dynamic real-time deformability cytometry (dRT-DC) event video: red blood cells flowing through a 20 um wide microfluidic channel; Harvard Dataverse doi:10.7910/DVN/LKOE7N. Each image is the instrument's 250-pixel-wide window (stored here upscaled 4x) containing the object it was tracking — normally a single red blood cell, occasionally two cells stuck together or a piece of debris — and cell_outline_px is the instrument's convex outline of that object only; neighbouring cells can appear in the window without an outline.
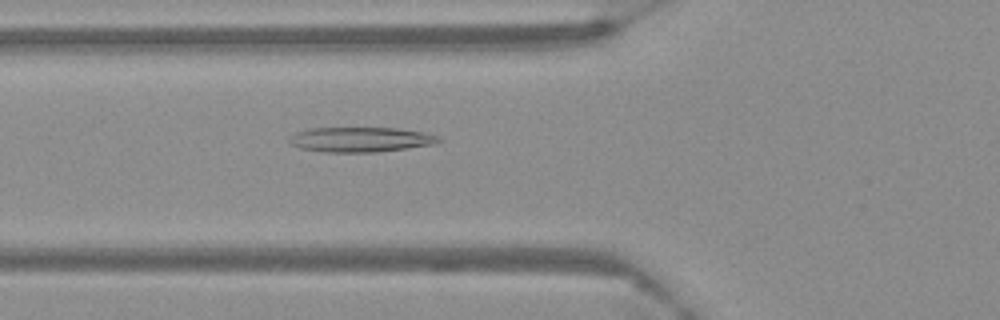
{"species": "Egyptian fruit bat (a non-hibernating species)", "species_latin": "Rousettus aegyptiacus", "temperature_condition": "warm", "stored_images_in_passage": 57, "camera_frame_rate_fps": 3000, "um_per_image_px": 0.085, "frame": {"image": 1, "passage_image": 19, "time_ms": 6.0, "image_size_px": [1000, 320], "cell_outline_px": [[444, 140], [436, 144], [376, 152], [324, 152], [300, 148], [292, 144], [288, 140], [296, 132], [308, 128], [400, 128], [424, 132], [440, 136]], "centroid_in_image_um": [30.71, 11.85], "position_along_channel_um": 95.1, "area_um2": 21.79}}
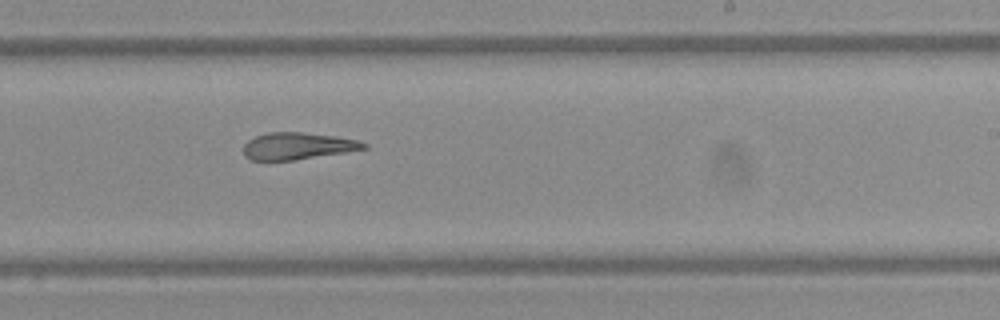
{"frame": {"image": 2, "passage_image": 34, "time_ms": 11.0, "image_size_px": [1000, 320], "cell_outline_px": [[368, 148], [344, 152], [292, 160], [248, 160], [244, 156], [244, 144], [248, 140], [256, 136], [268, 132], [300, 132], [336, 136], [356, 140], [368, 144]], "centroid_in_image_um": [25.26, 12.41], "position_along_channel_um": 263.7, "area_um2": 18.73}}
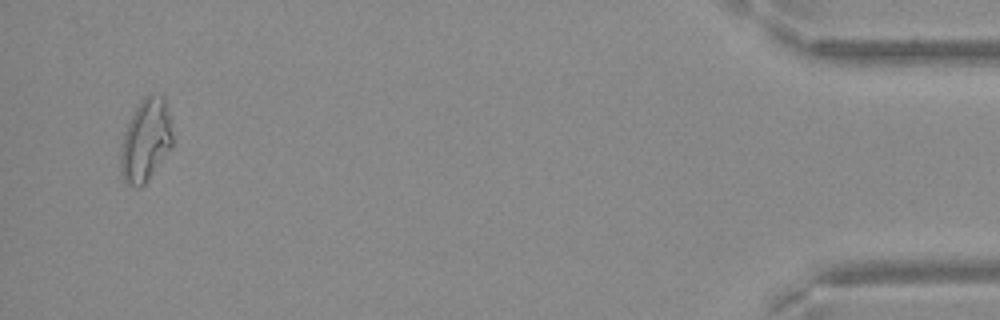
{"frame": {"image": 3, "passage_image": 55, "time_ms": 18.0, "image_size_px": [1000, 320], "cell_outline_px": [[172, 144], [144, 184], [140, 188], [128, 184], [124, 180], [120, 172], [120, 148], [124, 132], [140, 100], [144, 96], [152, 92], [164, 96], [172, 132]], "centroid_in_image_um": [12.35, 11.9], "position_along_channel_um": 422.8, "area_um2": 24.57}}